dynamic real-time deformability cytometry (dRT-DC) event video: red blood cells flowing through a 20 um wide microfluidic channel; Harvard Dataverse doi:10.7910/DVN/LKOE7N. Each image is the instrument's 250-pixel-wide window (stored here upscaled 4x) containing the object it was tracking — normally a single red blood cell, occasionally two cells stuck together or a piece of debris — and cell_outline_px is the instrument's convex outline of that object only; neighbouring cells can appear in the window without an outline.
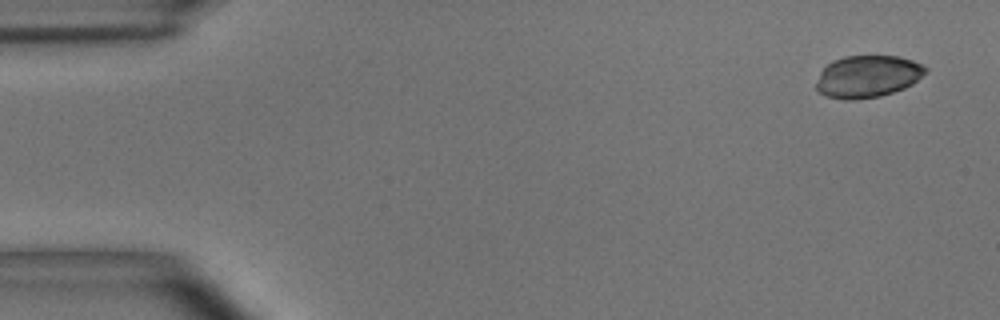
{"species": "common noctule bat (a hibernating species)", "species_latin": "Nyctalus noctula", "temperature_condition": "room temperature", "stored_images_in_passage": 5, "camera_frame_rate_fps": 3000, "um_per_image_px": 0.085, "animal": {"sex": "male", "body_mass_g": 15.6}, "frame": {"image": 1, "passage_image": 1, "time_ms": 0.0, "image_size_px": [1000, 320], "cell_outline_px": [[928, 68], [912, 84], [904, 88], [880, 96], [852, 100], [844, 100], [824, 96], [816, 88], [816, 80], [820, 72], [832, 60], [844, 56], [900, 56], [912, 60]], "centroid_in_image_um": [73.7, 6.5], "position_along_channel_um": 11.3, "area_um2": 26.76}}
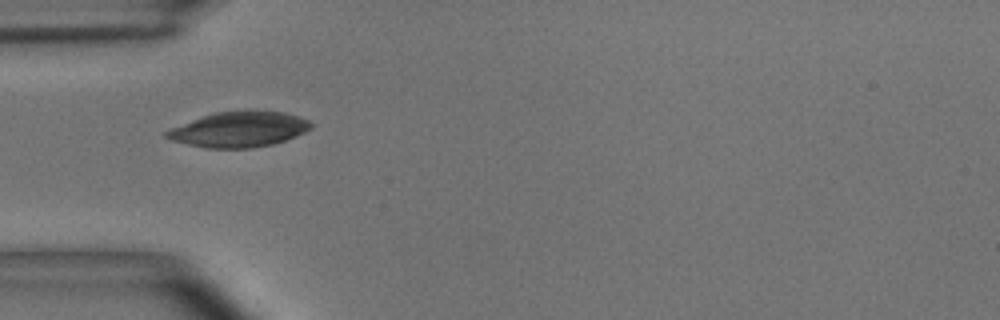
{"frame": {"image": 2, "passage_image": 5, "time_ms": 1.333, "image_size_px": [1000, 320], "cell_outline_px": [[312, 128], [296, 136], [272, 144], [252, 148], [208, 148], [188, 144], [172, 140], [164, 136], [164, 132], [168, 128], [216, 112], [244, 108], [284, 112], [308, 120], [312, 124]], "centroid_in_image_um": [20.31, 10.97], "position_along_channel_um": 64.7, "area_um2": 30.11}}